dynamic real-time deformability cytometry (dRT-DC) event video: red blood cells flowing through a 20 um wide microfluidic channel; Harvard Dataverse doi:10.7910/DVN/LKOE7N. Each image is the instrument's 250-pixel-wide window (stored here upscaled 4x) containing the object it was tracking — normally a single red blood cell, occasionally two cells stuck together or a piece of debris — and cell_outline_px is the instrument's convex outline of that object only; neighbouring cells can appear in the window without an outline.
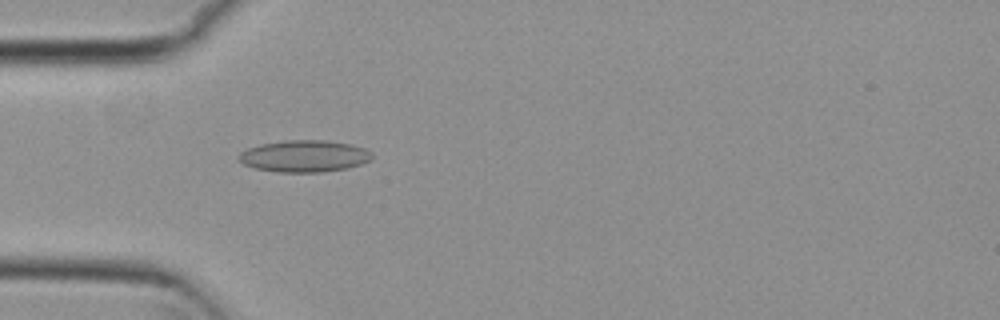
{"species": "common noctule bat (a hibernating species)", "species_latin": "Nyctalus noctula", "temperature_condition": "cold", "stored_images_in_passage": 52, "camera_frame_rate_fps": 3000, "um_per_image_px": 0.085, "animal": {"sex": "female", "body_mass_g": 29.2, "forearm_length_mm": 56.3}, "frame": {"image": 1, "passage_image": 14, "time_ms": 4.333, "image_size_px": [1000, 320], "cell_outline_px": [[372, 160], [348, 168], [324, 172], [280, 172], [256, 168], [244, 164], [236, 156], [240, 152], [248, 148], [260, 144], [284, 140], [328, 140], [352, 144], [364, 148], [372, 152]], "centroid_in_image_um": [25.89, 13.26], "position_along_channel_um": 59.1, "area_um2": 24.85}}
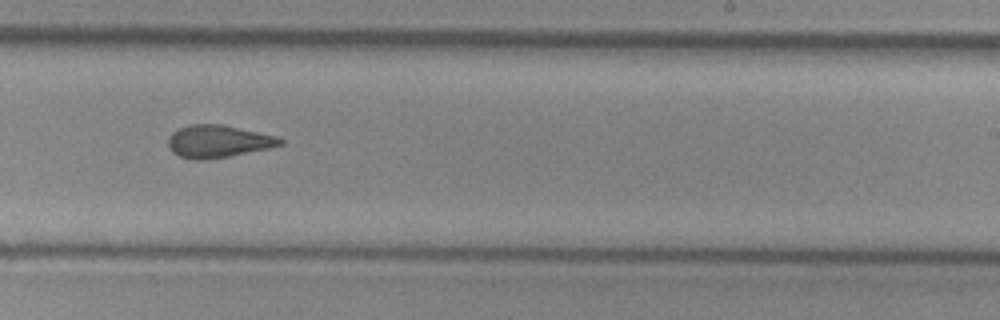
{"frame": {"image": 2, "passage_image": 31, "time_ms": 10.0, "image_size_px": [1000, 320], "cell_outline_px": [[284, 144], [268, 148], [228, 156], [204, 160], [196, 160], [180, 156], [172, 152], [168, 148], [168, 136], [172, 132], [188, 124], [220, 124], [276, 136], [284, 140]], "centroid_in_image_um": [18.5, 12.01], "position_along_channel_um": 270.5, "area_um2": 21.04}}
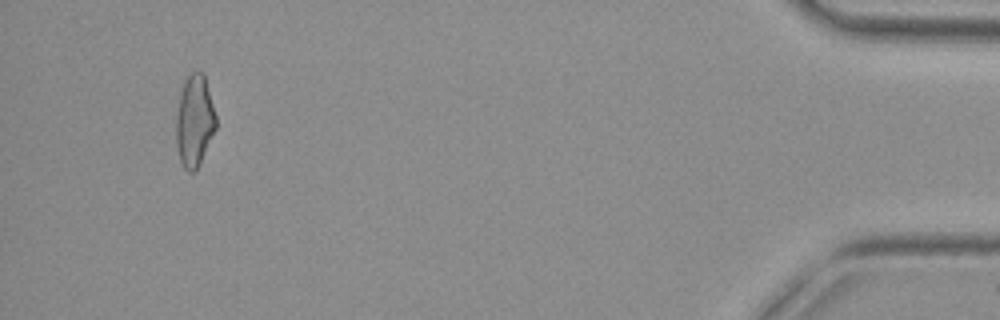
{"frame": {"image": 3, "passage_image": 49, "time_ms": 16.0, "image_size_px": [1000, 320], "cell_outline_px": [[216, 128], [200, 164], [196, 172], [188, 172], [184, 168], [180, 160], [176, 144], [176, 116], [180, 96], [184, 80], [192, 72], [200, 72], [204, 76], [216, 116]], "centroid_in_image_um": [16.52, 10.34], "position_along_channel_um": 418.7, "area_um2": 21.1}, "authors_computed_cell_mechanics": {"area_um2": 21.6172, "velocity_mm_per_s": 3.7853, "shape_relaxation_time_tau1_ms": null, "shape_relaxation_time_tau2_ms": 2.2817, "deformation_change_tau1": null, "deformation_change_tau2": 0.0805}}